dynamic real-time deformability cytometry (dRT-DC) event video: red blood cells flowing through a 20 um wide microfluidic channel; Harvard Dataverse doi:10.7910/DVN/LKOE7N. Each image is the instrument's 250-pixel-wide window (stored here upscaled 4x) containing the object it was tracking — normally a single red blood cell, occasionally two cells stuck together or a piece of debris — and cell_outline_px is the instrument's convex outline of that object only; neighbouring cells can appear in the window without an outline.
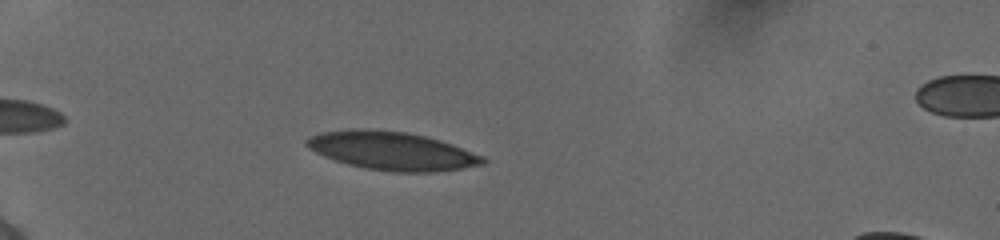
{"species": "human", "species_latin": "Homo sapiens", "temperature_condition": "cold", "stored_images_in_passage": 43, "camera_frame_rate_fps": 3000, "um_per_image_px": 0.085, "donor": {"sex": "female"}, "frame": {"image": 1, "passage_image": 6, "time_ms": 1.667, "image_size_px": [1000, 240], "cell_outline_px": [[488, 160], [484, 164], [436, 172], [392, 172], [364, 168], [348, 164], [324, 156], [308, 148], [304, 144], [304, 140], [308, 136], [320, 132], [352, 128], [364, 128], [408, 132], [440, 140], [452, 144], [484, 156]], "centroid_in_image_um": [33.28, 12.81], "position_along_channel_um": 51.7, "area_um2": 39.65}}
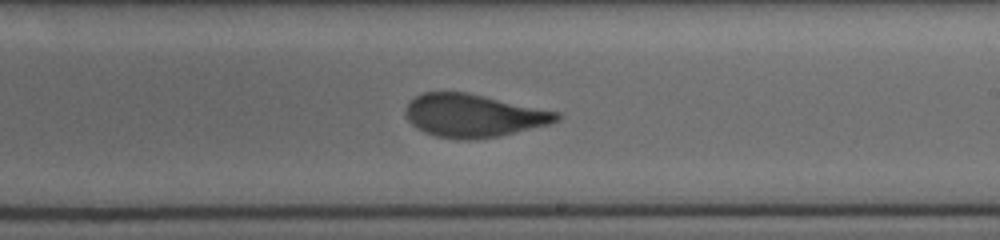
{"frame": {"image": 2, "passage_image": 24, "time_ms": 7.667, "image_size_px": [1000, 240], "cell_outline_px": [[560, 120], [548, 124], [496, 136], [476, 140], [460, 140], [436, 136], [424, 132], [416, 128], [408, 120], [404, 112], [408, 104], [416, 96], [424, 92], [464, 92], [560, 112]], "centroid_in_image_um": [40.21, 9.83], "position_along_channel_um": 248.8, "area_um2": 37.45}}
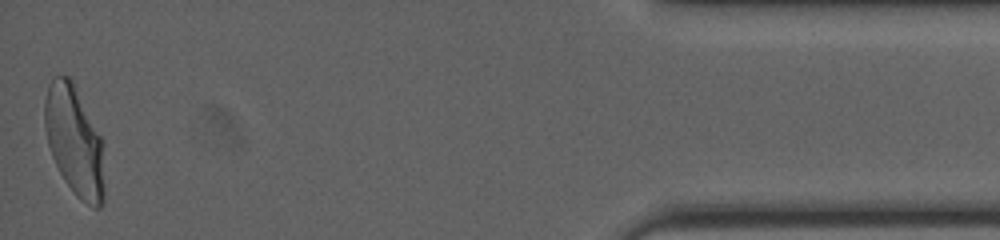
{"frame": {"image": 3, "passage_image": 43, "time_ms": 14.0, "image_size_px": [1000, 240], "cell_outline_px": [[104, 204], [100, 208], [92, 208], [80, 200], [76, 196], [64, 180], [52, 156], [48, 144], [44, 128], [44, 100], [48, 84], [52, 76], [68, 76], [72, 80], [104, 140]], "centroid_in_image_um": [6.35, 12.0], "position_along_channel_um": 428.9, "area_um2": 39.07}, "authors_computed_cell_mechanics": {"area_um2": 38.0324, "velocity_mm_per_s": 3.873, "shape_relaxation_time_tau1_ms": 5.6496, "shape_relaxation_time_tau2_ms": 0.9124, "deformation_change_tau1": 0.2048, "deformation_change_tau2": 0.0721}}